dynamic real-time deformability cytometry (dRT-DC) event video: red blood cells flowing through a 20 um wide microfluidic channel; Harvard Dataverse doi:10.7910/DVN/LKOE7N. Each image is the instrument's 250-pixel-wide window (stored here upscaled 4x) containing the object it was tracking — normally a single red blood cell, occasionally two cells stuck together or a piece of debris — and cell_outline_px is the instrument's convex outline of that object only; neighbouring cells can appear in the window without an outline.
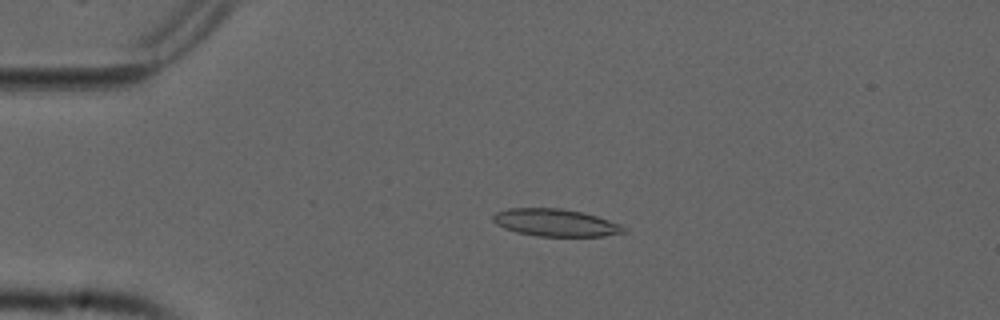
{"species": "common noctule bat (a hibernating species)", "species_latin": "Nyctalus noctula", "temperature_condition": "cold", "stored_images_in_passage": 16, "camera_frame_rate_fps": 3000, "um_per_image_px": 0.085, "animal": {"sex": "male", "forearm_length_mm": 52.5}, "frame": {"image": 1, "passage_image": 12, "time_ms": 3.667, "image_size_px": [1000, 320], "cell_outline_px": [[628, 232], [604, 236], [536, 236], [516, 232], [504, 228], [496, 224], [492, 220], [492, 216], [496, 212], [508, 208], [560, 208], [580, 212], [596, 216], [620, 224]], "centroid_in_image_um": [47.19, 18.93], "position_along_channel_um": 37.8, "area_um2": 20.81}}